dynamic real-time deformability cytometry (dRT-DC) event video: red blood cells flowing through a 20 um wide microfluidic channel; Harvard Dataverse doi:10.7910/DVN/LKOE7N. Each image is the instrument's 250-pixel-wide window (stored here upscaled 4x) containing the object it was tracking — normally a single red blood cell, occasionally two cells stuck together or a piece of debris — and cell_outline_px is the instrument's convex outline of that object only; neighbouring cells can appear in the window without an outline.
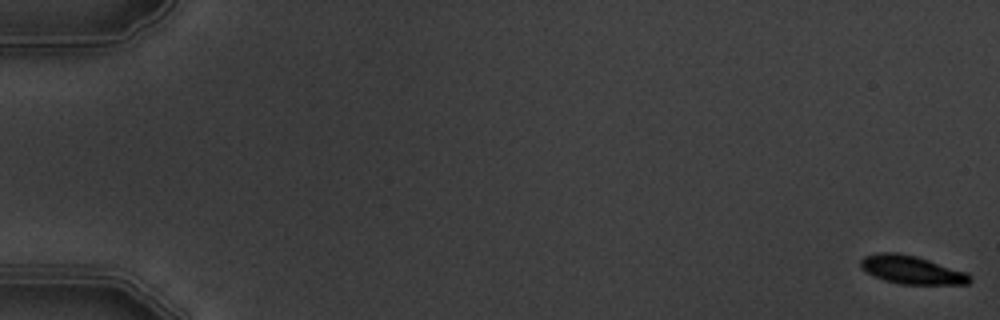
{"species": "common noctule bat (a hibernating species)", "species_latin": "Nyctalus noctula", "temperature_condition": "warm", "stored_images_in_passage": 7, "camera_frame_rate_fps": 3000, "um_per_image_px": 0.085, "animal": {"sex": "male", "body_mass_g": 19.5, "forearm_length_mm": 54.6}, "frame": {"image": 1, "passage_image": 1, "time_ms": 0.0, "image_size_px": [1000, 320], "cell_outline_px": [[972, 280], [968, 284], [900, 284], [884, 280], [860, 268], [860, 260], [864, 256], [876, 252], [900, 252], [916, 256], [968, 272], [972, 276]], "centroid_in_image_um": [77.51, 22.92], "position_along_channel_um": 7.5, "area_um2": 18.15}}
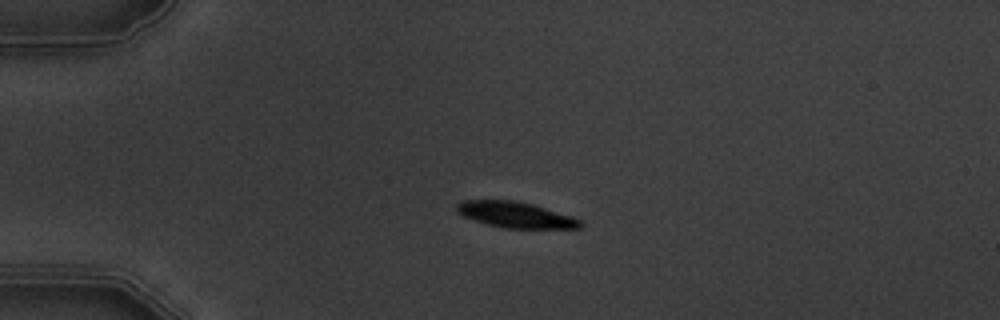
{"frame": {"image": 2, "passage_image": 5, "time_ms": 4.667, "image_size_px": [1000, 320], "cell_outline_px": [[584, 224], [580, 228], [504, 228], [488, 224], [464, 216], [456, 212], [456, 204], [460, 200], [516, 200], [532, 204], [572, 216], [584, 220]], "centroid_in_image_um": [43.85, 18.25], "position_along_channel_um": 41.2, "area_um2": 18.67}}